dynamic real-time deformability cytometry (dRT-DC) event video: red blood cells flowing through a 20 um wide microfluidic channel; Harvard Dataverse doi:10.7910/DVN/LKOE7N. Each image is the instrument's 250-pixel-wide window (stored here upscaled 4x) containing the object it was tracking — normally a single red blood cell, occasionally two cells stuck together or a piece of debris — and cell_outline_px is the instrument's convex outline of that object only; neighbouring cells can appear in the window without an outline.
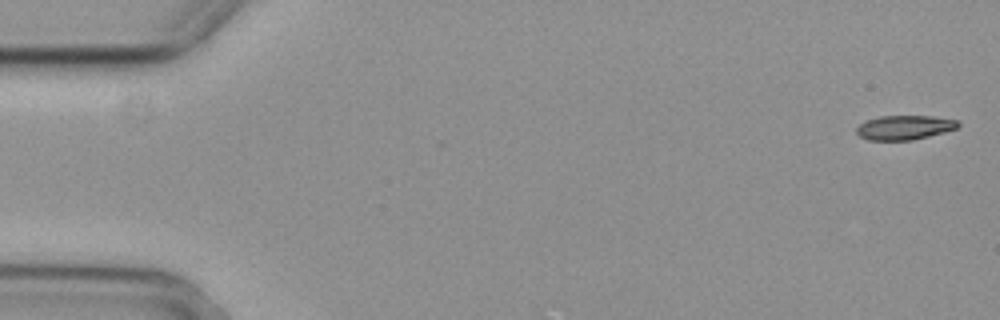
{"species": "common noctule bat (a hibernating species)", "species_latin": "Nyctalus noctula", "temperature_condition": "cold", "stored_images_in_passage": 2, "camera_frame_rate_fps": 3000, "um_per_image_px": 0.085, "animal": {"sex": "female", "body_mass_g": 29.2, "forearm_length_mm": 56.3}, "frame": {"image": 1, "passage_image": 2, "time_ms": 0.333, "image_size_px": [1000, 320], "cell_outline_px": [[960, 124], [956, 128], [944, 132], [912, 140], [868, 140], [860, 136], [856, 132], [856, 128], [860, 124], [868, 120], [880, 116], [932, 116], [960, 120]], "centroid_in_image_um": [76.9, 10.83], "position_along_channel_um": 8.1, "area_um2": 14.33}}